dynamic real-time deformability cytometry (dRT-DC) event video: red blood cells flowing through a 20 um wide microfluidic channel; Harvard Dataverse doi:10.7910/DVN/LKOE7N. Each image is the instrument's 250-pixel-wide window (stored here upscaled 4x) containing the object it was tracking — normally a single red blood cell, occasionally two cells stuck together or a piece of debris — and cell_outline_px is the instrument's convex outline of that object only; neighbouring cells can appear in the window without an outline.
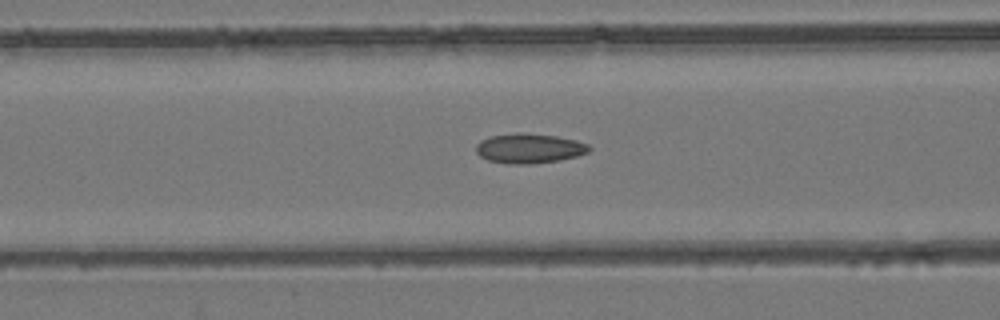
{"species": "common noctule bat (a hibernating species)", "species_latin": "Nyctalus noctula", "temperature_condition": "room temperature", "stored_images_in_passage": 54, "camera_frame_rate_fps": 3000, "um_per_image_px": 0.085, "animal": {"sex": "female", "body_mass_g": 24.6, "forearm_length_mm": 56.2}, "frame": {"image": 1, "passage_image": 23, "time_ms": 7.333, "image_size_px": [1000, 320], "cell_outline_px": [[592, 148], [588, 152], [576, 156], [560, 160], [532, 164], [508, 164], [488, 160], [480, 156], [476, 152], [476, 144], [480, 140], [492, 136], [516, 132], [520, 132], [556, 136], [576, 140], [588, 144]], "centroid_in_image_um": [44.98, 12.61], "position_along_channel_um": 121.6, "area_um2": 19.71}}
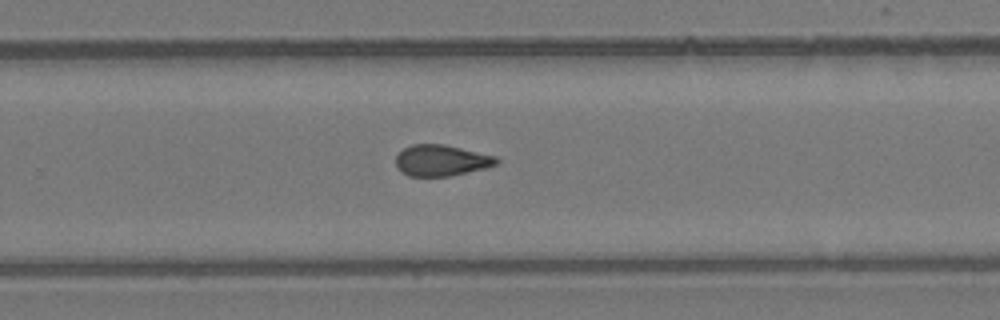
{"frame": {"image": 2, "passage_image": 36, "time_ms": 11.667, "image_size_px": [1000, 320], "cell_outline_px": [[500, 160], [496, 164], [484, 168], [448, 176], [408, 176], [396, 168], [396, 156], [404, 148], [412, 144], [444, 144], [496, 156]], "centroid_in_image_um": [37.48, 13.63], "position_along_channel_um": 292.3, "area_um2": 18.15}}
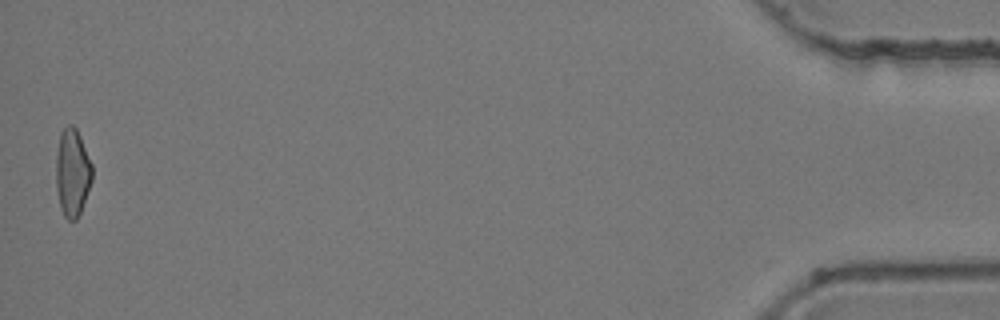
{"frame": {"image": 3, "passage_image": 54, "time_ms": 17.667, "image_size_px": [1000, 320], "cell_outline_px": [[92, 180], [80, 212], [76, 220], [68, 220], [64, 216], [60, 204], [56, 188], [56, 152], [60, 132], [68, 124], [72, 124], [76, 128], [80, 136], [92, 164]], "centroid_in_image_um": [6.14, 14.63], "position_along_channel_um": 429.1, "area_um2": 18.44}, "authors_computed_cell_mechanics": {"area_um2": 18.9295, "velocity_mm_per_s": 3.9456, "shape_relaxation_time_tau1_ms": null, "shape_relaxation_time_tau2_ms": 2.6261, "deformation_change_tau1": null, "deformation_change_tau2": 0.0855}}